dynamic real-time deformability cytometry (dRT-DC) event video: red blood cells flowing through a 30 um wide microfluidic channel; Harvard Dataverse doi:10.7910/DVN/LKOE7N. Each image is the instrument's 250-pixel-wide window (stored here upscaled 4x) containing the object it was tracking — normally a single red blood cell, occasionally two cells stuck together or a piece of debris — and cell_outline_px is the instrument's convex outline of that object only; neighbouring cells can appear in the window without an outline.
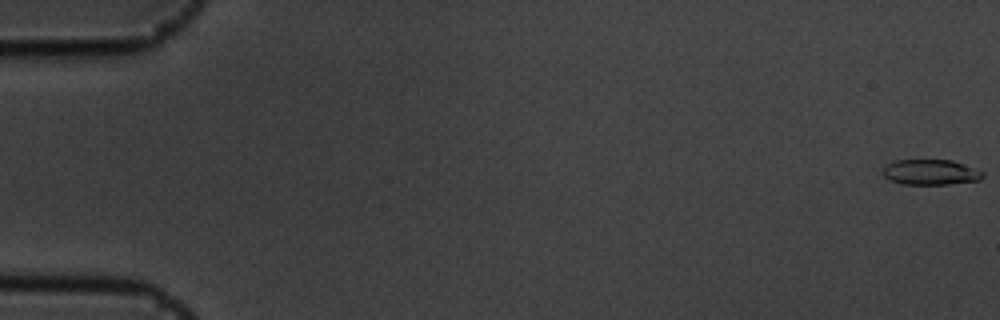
{"species": "common noctule bat (a hibernating species)", "species_latin": "Nyctalus noctula", "temperature_condition": "cold", "stored_images_in_passage": 57, "camera_frame_rate_fps": 3000, "um_per_image_px": 0.085, "animal": {"sex": "male", "body_mass_g": 19.5, "forearm_length_mm": 54.6}, "frame": {"image": 1, "passage_image": 1, "time_ms": 0.0, "image_size_px": [1000, 320], "cell_outline_px": [[984, 176], [980, 180], [948, 184], [900, 184], [884, 176], [884, 168], [888, 164], [896, 160], [952, 160], [984, 172]], "centroid_in_image_um": [79.13, 14.64], "position_along_channel_um": 5.9, "area_um2": 14.57}}
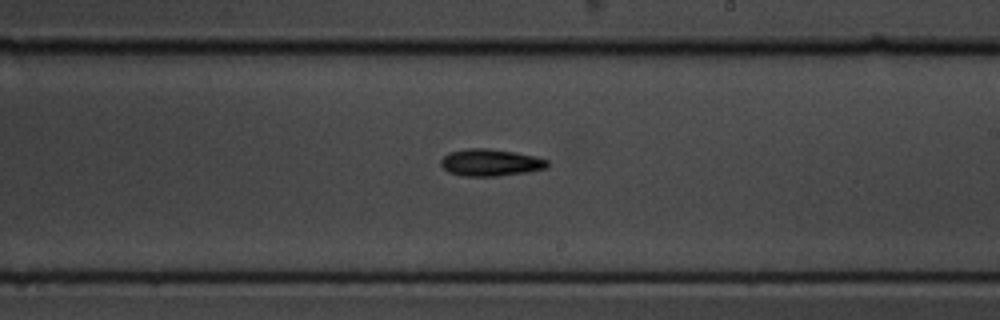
{"frame": {"image": 2, "passage_image": 34, "time_ms": 11.0, "image_size_px": [1000, 320], "cell_outline_px": [[548, 168], [524, 172], [496, 176], [464, 176], [448, 172], [440, 164], [440, 160], [448, 152], [468, 148], [488, 148], [516, 152], [536, 156], [548, 160]], "centroid_in_image_um": [41.68, 13.8], "position_along_channel_um": 247.3, "area_um2": 16.82}}
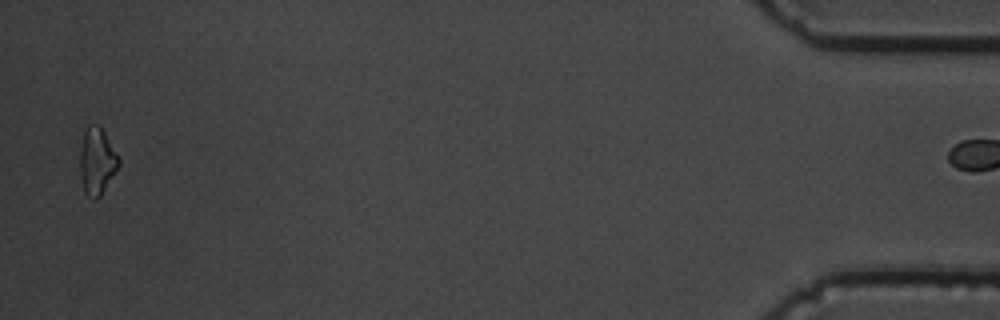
{"frame": {"image": 3, "passage_image": 56, "time_ms": 18.333, "image_size_px": [1000, 320], "cell_outline_px": [[120, 164], [100, 196], [96, 200], [88, 196], [84, 192], [80, 176], [80, 148], [84, 128], [88, 124], [96, 124], [104, 132], [120, 160]], "centroid_in_image_um": [8.21, 13.69], "position_along_channel_um": 427.0, "area_um2": 15.03}}